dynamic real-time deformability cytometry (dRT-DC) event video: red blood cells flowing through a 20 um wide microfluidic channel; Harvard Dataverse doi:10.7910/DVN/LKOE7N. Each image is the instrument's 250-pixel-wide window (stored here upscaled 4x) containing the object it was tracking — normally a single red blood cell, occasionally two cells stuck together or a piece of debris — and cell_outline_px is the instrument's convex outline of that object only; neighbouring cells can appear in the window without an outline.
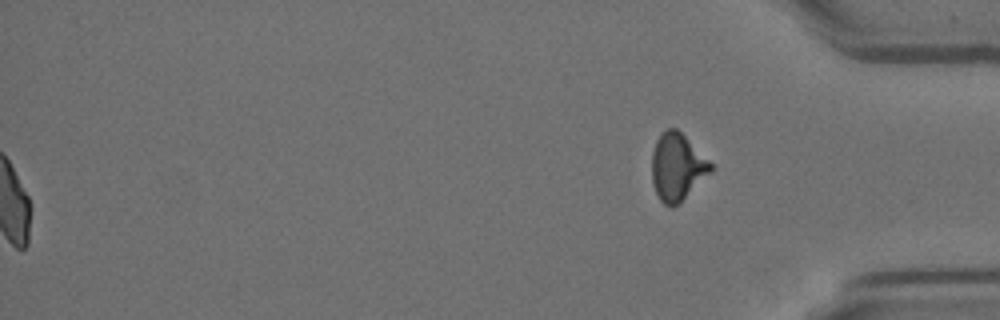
{"species": "Egyptian fruit bat (a non-hibernating species)", "species_latin": "Rousettus aegyptiacus", "temperature_condition": "room temperature", "stored_images_in_passage": 56, "segment_of_instrument_passage": [2, 2], "camera_frame_rate_fps": 3000, "um_per_image_px": 0.085, "animal": {"sex": "female"}, "frame": {"image": 1, "passage_image": 56, "time_ms": 18.333, "image_size_px": [1000, 320], "cell_outline_px": [[712, 172], [680, 204], [672, 208], [664, 204], [660, 200], [656, 192], [652, 180], [652, 152], [656, 140], [668, 128], [676, 128], [712, 164]], "centroid_in_image_um": [57.56, 14.25], "position_along_channel_um": 377.6, "area_um2": 22.95}}